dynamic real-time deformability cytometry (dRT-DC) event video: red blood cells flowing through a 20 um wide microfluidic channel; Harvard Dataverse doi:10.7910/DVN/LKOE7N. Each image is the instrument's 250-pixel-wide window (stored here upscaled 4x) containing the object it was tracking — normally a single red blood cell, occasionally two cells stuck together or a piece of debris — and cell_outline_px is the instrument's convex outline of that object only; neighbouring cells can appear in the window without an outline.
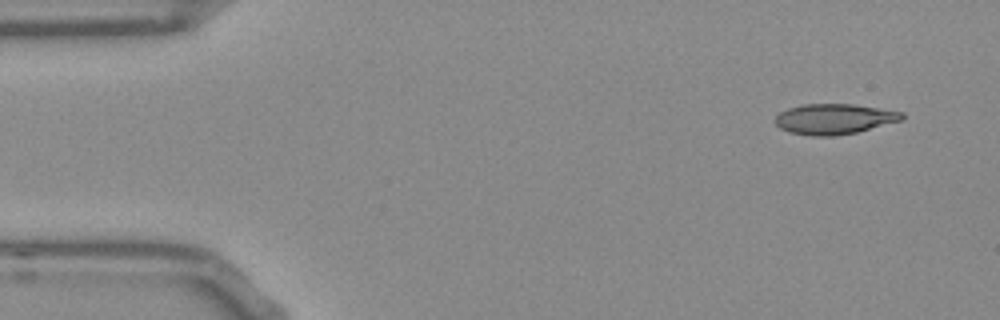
{"species": "Egyptian fruit bat (a non-hibernating species)", "species_latin": "Rousettus aegyptiacus", "temperature_condition": "room temperature", "stored_images_in_passage": 50, "camera_frame_rate_fps": 3000, "um_per_image_px": 0.085, "frame": {"image": 1, "passage_image": 1, "time_ms": 0.0, "image_size_px": [1000, 320], "cell_outline_px": [[904, 116], [900, 120], [856, 132], [832, 136], [808, 136], [788, 132], [780, 128], [776, 124], [776, 116], [780, 112], [788, 108], [804, 104], [852, 104], [904, 112]], "centroid_in_image_um": [70.86, 10.11], "position_along_channel_um": 14.1, "area_um2": 22.25}}
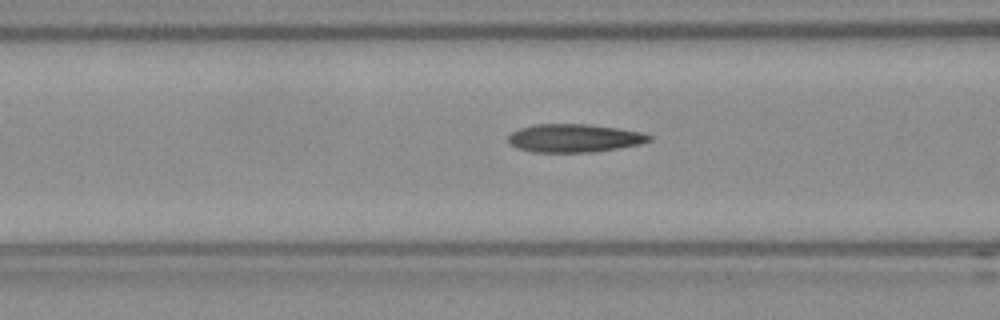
{"frame": {"image": 2, "passage_image": 17, "time_ms": 5.333, "image_size_px": [1000, 320], "cell_outline_px": [[652, 140], [640, 144], [592, 152], [532, 152], [516, 148], [508, 144], [508, 136], [512, 132], [520, 128], [532, 124], [588, 124], [616, 128], [640, 132], [652, 136]], "centroid_in_image_um": [48.75, 11.74], "position_along_channel_um": 117.8, "area_um2": 23.18}}
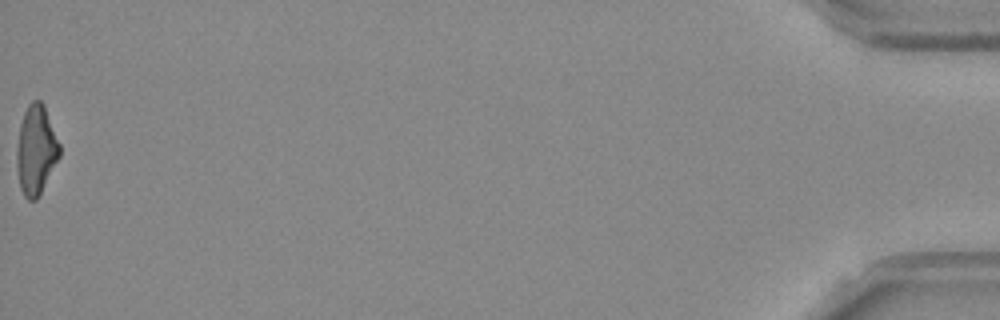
{"frame": {"image": 3, "passage_image": 50, "time_ms": 16.333, "image_size_px": [1000, 320], "cell_outline_px": [[60, 156], [36, 200], [28, 200], [24, 196], [20, 188], [16, 164], [16, 148], [20, 124], [24, 112], [28, 104], [32, 100], [40, 100], [44, 104], [60, 144]], "centroid_in_image_um": [3.05, 12.73], "position_along_channel_um": 432.1, "area_um2": 22.31}, "authors_computed_cell_mechanics": {"area_um2": 23.0044, "velocity_mm_per_s": 3.8193, "shape_relaxation_time_tau1_ms": null, "shape_relaxation_time_tau2_ms": 2.81, "deformation_change_tau1": null, "deformation_change_tau2": 0.1172}}